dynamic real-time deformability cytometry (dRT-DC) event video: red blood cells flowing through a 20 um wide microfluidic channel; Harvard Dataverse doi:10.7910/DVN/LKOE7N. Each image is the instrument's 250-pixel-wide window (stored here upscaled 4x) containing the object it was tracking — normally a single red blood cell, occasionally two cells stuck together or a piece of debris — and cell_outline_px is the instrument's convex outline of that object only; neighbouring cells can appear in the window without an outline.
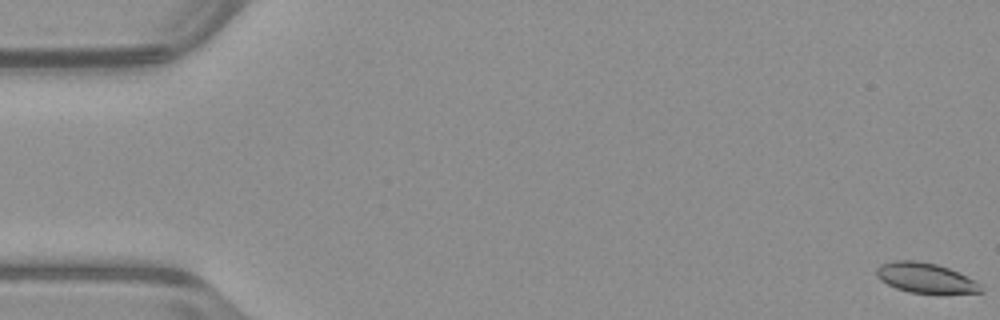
{"species": "common noctule bat (a hibernating species)", "species_latin": "Nyctalus noctula", "temperature_condition": "warm", "stored_images_in_passage": 18, "camera_frame_rate_fps": 3000, "um_per_image_px": 0.085, "animal": {"sex": "male", "body_mass_g": 23.1, "forearm_length_mm": 52.7}, "frame": {"image": 1, "passage_image": 1, "time_ms": 0.0, "image_size_px": [1000, 320], "cell_outline_px": [[984, 292], [936, 296], [908, 292], [896, 288], [880, 280], [876, 276], [876, 268], [880, 264], [892, 260], [916, 260], [936, 264], [948, 268], [976, 280], [984, 288]], "centroid_in_image_um": [78.72, 23.67], "position_along_channel_um": 6.3, "area_um2": 19.19}}
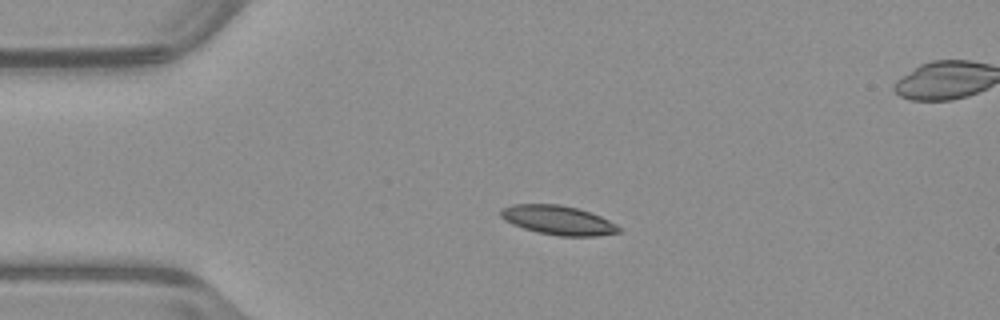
{"frame": {"image": 2, "passage_image": 13, "time_ms": 4.0, "image_size_px": [1000, 320], "cell_outline_px": [[620, 232], [596, 236], [560, 236], [536, 232], [512, 224], [504, 220], [500, 216], [500, 208], [512, 204], [560, 204], [576, 208], [600, 216], [616, 224], [620, 228]], "centroid_in_image_um": [47.39, 18.71], "position_along_channel_um": 37.6, "area_um2": 20.06}}
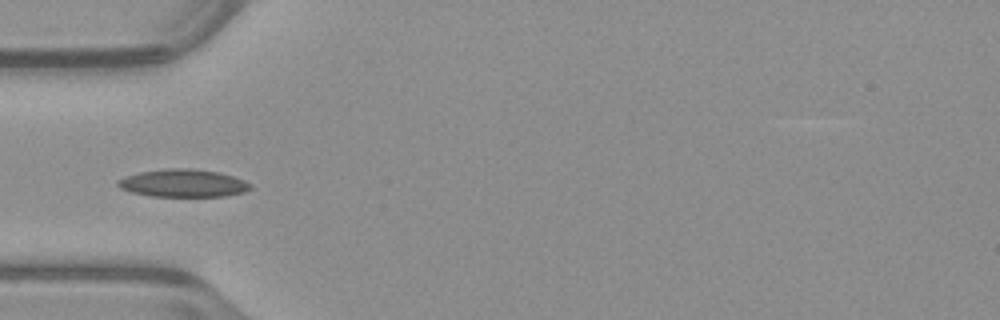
{"frame": {"image": 3, "passage_image": 18, "time_ms": 5.667, "image_size_px": [1000, 320], "cell_outline_px": [[252, 188], [244, 192], [228, 196], [152, 196], [132, 192], [120, 188], [116, 184], [116, 180], [124, 176], [140, 172], [164, 168], [192, 168], [220, 172], [244, 180], [252, 184]], "centroid_in_image_um": [15.57, 15.56], "position_along_channel_um": 69.4, "area_um2": 21.62}}